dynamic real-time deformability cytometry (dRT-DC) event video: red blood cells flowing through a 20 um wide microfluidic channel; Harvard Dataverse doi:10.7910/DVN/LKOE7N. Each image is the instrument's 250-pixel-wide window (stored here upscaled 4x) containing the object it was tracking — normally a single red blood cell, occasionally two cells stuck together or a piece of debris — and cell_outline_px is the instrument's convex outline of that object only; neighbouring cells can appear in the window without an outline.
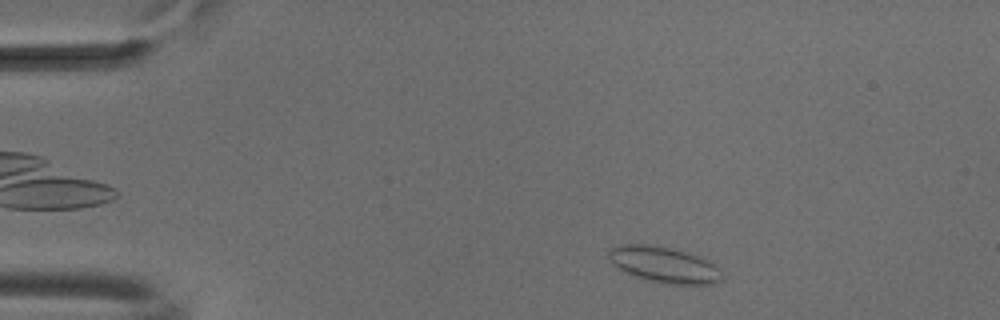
{"species": "common noctule bat (a hibernating species)", "species_latin": "Nyctalus noctula", "temperature_condition": "cold", "stored_images_in_passage": 47, "camera_frame_rate_fps": 3000, "um_per_image_px": 0.085, "animal": {"sex": "male", "body_mass_g": 18.8}, "frame": {"image": 1, "passage_image": 3, "time_ms": 0.667, "image_size_px": [1000, 320], "cell_outline_px": [[720, 280], [716, 284], [664, 284], [644, 280], [624, 272], [616, 268], [612, 264], [608, 256], [608, 252], [612, 248], [620, 244], [644, 244], [668, 248], [700, 256], [708, 260], [716, 268]], "centroid_in_image_um": [56.35, 22.51], "position_along_channel_um": 28.6, "area_um2": 23.52}}
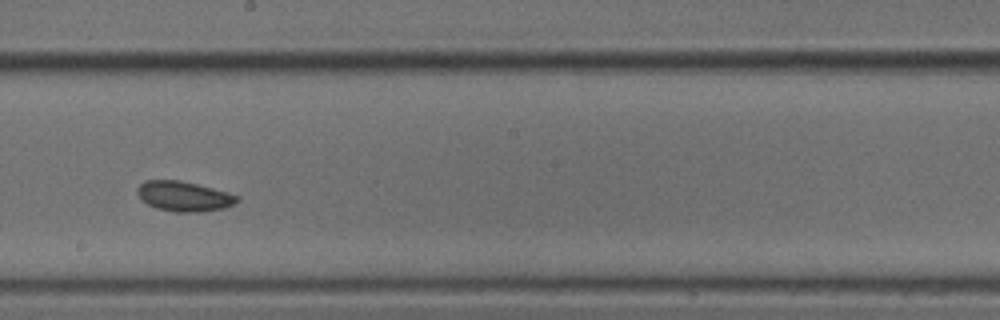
{"frame": {"image": 2, "passage_image": 24, "time_ms": 7.667, "image_size_px": [1000, 320], "cell_outline_px": [[240, 200], [224, 208], [200, 212], [176, 212], [156, 208], [140, 200], [136, 192], [136, 188], [144, 180], [180, 180], [228, 192], [240, 196]], "centroid_in_image_um": [15.6, 16.68], "position_along_channel_um": 232.6, "area_um2": 17.57}}
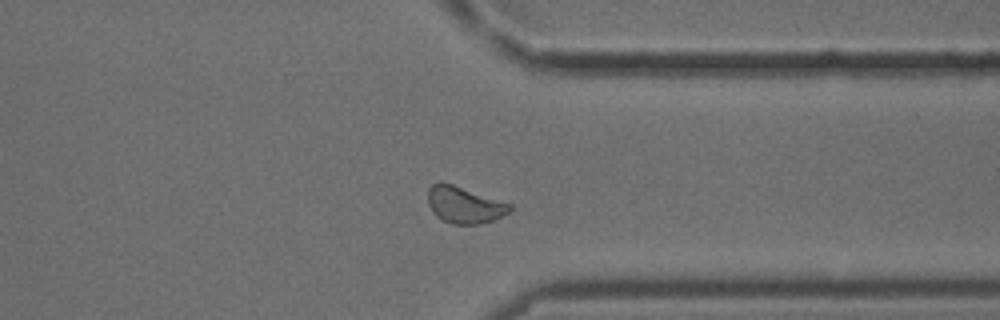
{"frame": {"image": 3, "passage_image": 35, "time_ms": 11.333, "image_size_px": [1000, 320], "cell_outline_px": [[512, 212], [492, 220], [480, 224], [452, 224], [436, 216], [432, 212], [428, 204], [428, 188], [432, 184], [440, 180], [512, 204]], "centroid_in_image_um": [39.46, 17.41], "position_along_channel_um": 371.9, "area_um2": 17.63}, "authors_computed_cell_mechanics": {"area_um2": 17.5134, "velocity_mm_per_s": 3.8225, "shape_relaxation_time_tau1_ms": null, "shape_relaxation_time_tau2_ms": 9.3206, "deformation_change_tau1": null, "deformation_change_tau2": 0.0735}}